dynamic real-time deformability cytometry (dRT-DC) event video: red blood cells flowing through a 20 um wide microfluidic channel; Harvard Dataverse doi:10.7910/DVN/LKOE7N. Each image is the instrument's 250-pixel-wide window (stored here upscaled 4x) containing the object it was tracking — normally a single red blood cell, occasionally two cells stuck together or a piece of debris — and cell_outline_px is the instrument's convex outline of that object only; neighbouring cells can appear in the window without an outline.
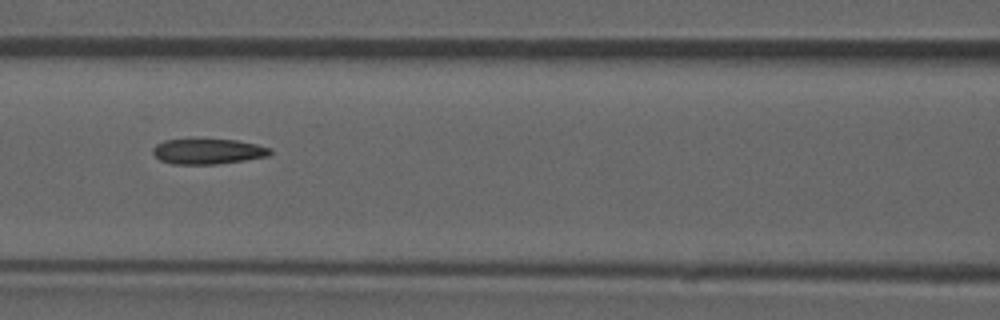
{"species": "common noctule bat (a hibernating species)", "species_latin": "Nyctalus noctula", "temperature_condition": "room temperature", "stored_images_in_passage": 41, "camera_frame_rate_fps": 3000, "um_per_image_px": 0.085, "animal": {"sex": "male", "forearm_length_mm": 52.5}, "frame": {"image": 1, "passage_image": 12, "time_ms": 3.667, "image_size_px": [1000, 320], "cell_outline_px": [[272, 152], [268, 156], [244, 160], [216, 164], [172, 164], [160, 160], [152, 152], [152, 148], [156, 144], [164, 140], [236, 140], [256, 144], [272, 148]], "centroid_in_image_um": [17.67, 12.88], "position_along_channel_um": 148.9, "area_um2": 17.17}, "authors_computed_cell_mechanics": {"area_um2": 17.7446, "velocity_mm_per_s": 3.9124, "shape_relaxation_time_tau1_ms": null, "shape_relaxation_time_tau2_ms": 2.9105, "deformation_change_tau1": null, "deformation_change_tau2": 0.1097}}